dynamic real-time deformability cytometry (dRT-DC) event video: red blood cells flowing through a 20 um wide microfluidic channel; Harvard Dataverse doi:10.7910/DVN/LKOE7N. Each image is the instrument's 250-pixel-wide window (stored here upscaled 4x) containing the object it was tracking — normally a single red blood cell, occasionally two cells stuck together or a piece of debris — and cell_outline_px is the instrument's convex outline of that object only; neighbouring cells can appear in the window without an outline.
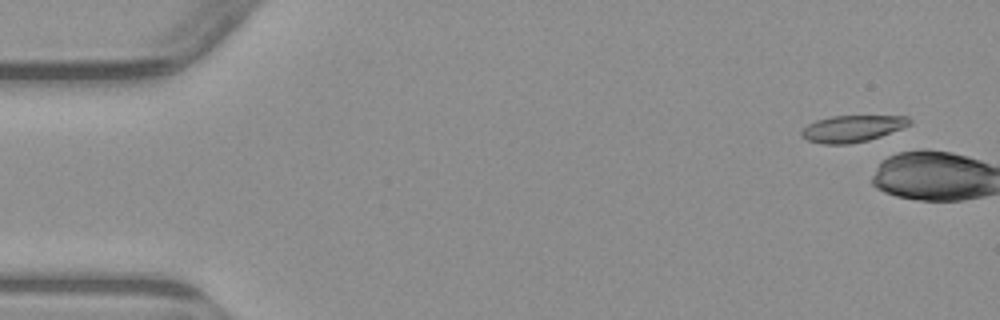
{"species": "common noctule bat (a hibernating species)", "species_latin": "Nyctalus noctula", "temperature_condition": "warm", "stored_images_in_passage": 2, "camera_frame_rate_fps": 3000, "um_per_image_px": 0.085, "animal": {"sex": "male", "body_mass_g": 23.1, "forearm_length_mm": 52.7}, "frame": {"image": 1, "passage_image": 1, "time_ms": 0.0, "image_size_px": [1000, 320], "cell_outline_px": [[912, 124], [880, 136], [868, 140], [848, 144], [824, 144], [808, 140], [800, 136], [800, 132], [808, 124], [816, 120], [832, 116], [908, 116], [912, 120]], "centroid_in_image_um": [72.44, 10.93], "position_along_channel_um": 12.6, "area_um2": 16.7}}